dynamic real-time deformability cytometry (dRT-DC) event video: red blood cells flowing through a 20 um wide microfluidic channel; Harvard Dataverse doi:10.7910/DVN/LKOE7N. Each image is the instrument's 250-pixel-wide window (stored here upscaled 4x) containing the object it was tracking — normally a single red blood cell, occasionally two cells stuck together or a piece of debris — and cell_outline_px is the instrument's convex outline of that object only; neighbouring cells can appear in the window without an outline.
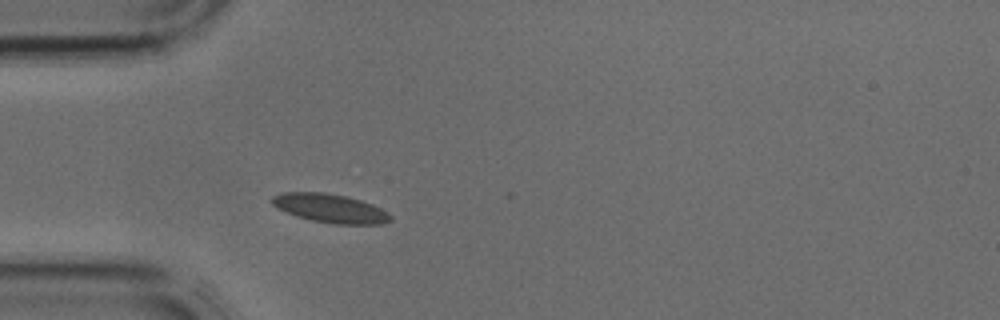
{"species": "common noctule bat (a hibernating species)", "species_latin": "Nyctalus noctula", "temperature_condition": "cold", "stored_images_in_passage": 31, "camera_frame_rate_fps": 3000, "um_per_image_px": 0.085, "animal": {"sex": "male", "body_mass_g": 17.9, "forearm_length_mm": 54.2}, "frame": {"image": 1, "passage_image": 1, "time_ms": 0.0, "image_size_px": [1000, 320], "cell_outline_px": [[392, 220], [384, 224], [332, 224], [312, 220], [296, 216], [276, 208], [272, 204], [272, 196], [280, 192], [324, 192], [348, 196], [372, 204], [380, 208], [392, 216]], "centroid_in_image_um": [28.06, 17.7], "position_along_channel_um": 56.9, "area_um2": 20.0}}
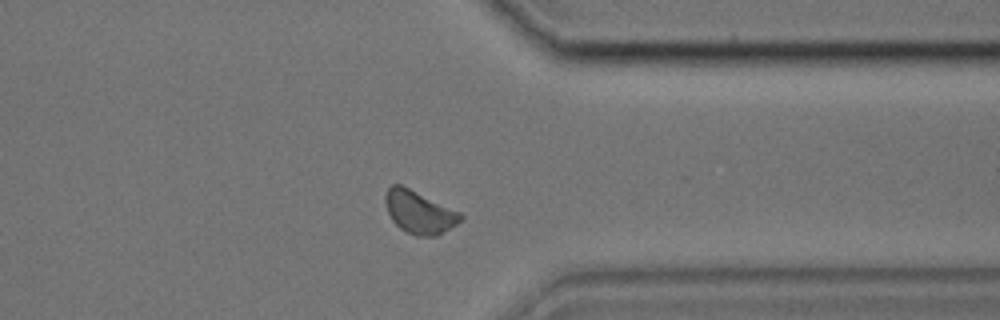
{"frame": {"image": 2, "passage_image": 22, "time_ms": 7.0, "image_size_px": [1000, 320], "cell_outline_px": [[464, 216], [456, 224], [436, 236], [416, 236], [400, 228], [392, 220], [388, 212], [384, 200], [384, 196], [388, 188], [392, 184], [400, 184], [460, 212]], "centroid_in_image_um": [35.61, 18.03], "position_along_channel_um": 375.8, "area_um2": 18.44}}
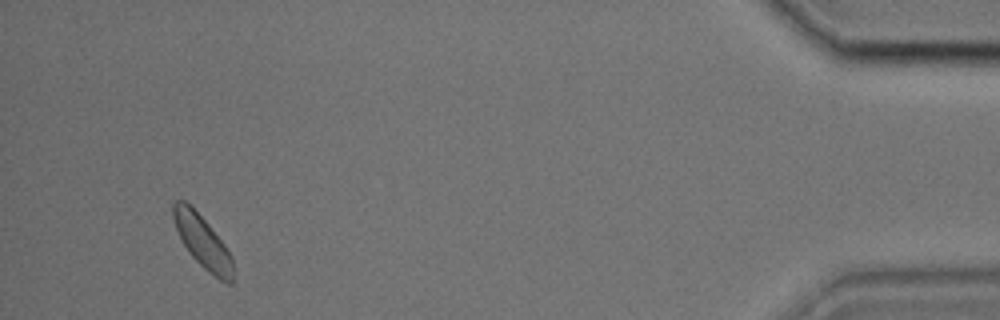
{"frame": {"image": 3, "passage_image": 29, "time_ms": 9.333, "image_size_px": [1000, 320], "cell_outline_px": [[232, 284], [228, 284], [220, 280], [208, 272], [188, 252], [176, 228], [172, 216], [172, 204], [176, 200], [184, 200], [208, 224], [224, 244], [232, 256]], "centroid_in_image_um": [17.21, 20.56], "position_along_channel_um": 418.0, "area_um2": 17.86}}